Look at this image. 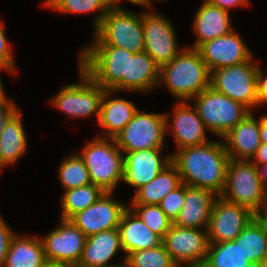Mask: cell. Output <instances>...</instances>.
<instances>
[{
	"mask_svg": "<svg viewBox=\"0 0 267 267\" xmlns=\"http://www.w3.org/2000/svg\"><path fill=\"white\" fill-rule=\"evenodd\" d=\"M229 17L228 11L203 2L195 14L193 31L197 36V40L191 48L197 49L201 44L224 36L234 30Z\"/></svg>",
	"mask_w": 267,
	"mask_h": 267,
	"instance_id": "603a6c76",
	"label": "cell"
},
{
	"mask_svg": "<svg viewBox=\"0 0 267 267\" xmlns=\"http://www.w3.org/2000/svg\"><path fill=\"white\" fill-rule=\"evenodd\" d=\"M205 2L220 7L228 12H230L229 9L247 6L249 4L248 0H206Z\"/></svg>",
	"mask_w": 267,
	"mask_h": 267,
	"instance_id": "60d3db41",
	"label": "cell"
},
{
	"mask_svg": "<svg viewBox=\"0 0 267 267\" xmlns=\"http://www.w3.org/2000/svg\"><path fill=\"white\" fill-rule=\"evenodd\" d=\"M130 209L162 239L173 224L159 205H131Z\"/></svg>",
	"mask_w": 267,
	"mask_h": 267,
	"instance_id": "e575fe53",
	"label": "cell"
},
{
	"mask_svg": "<svg viewBox=\"0 0 267 267\" xmlns=\"http://www.w3.org/2000/svg\"><path fill=\"white\" fill-rule=\"evenodd\" d=\"M242 37L232 30L230 33L201 44L197 50L209 71L249 61L253 55Z\"/></svg>",
	"mask_w": 267,
	"mask_h": 267,
	"instance_id": "2e32d148",
	"label": "cell"
},
{
	"mask_svg": "<svg viewBox=\"0 0 267 267\" xmlns=\"http://www.w3.org/2000/svg\"><path fill=\"white\" fill-rule=\"evenodd\" d=\"M182 184L177 167L171 162L152 181L140 187L132 205H159L161 200Z\"/></svg>",
	"mask_w": 267,
	"mask_h": 267,
	"instance_id": "484cf974",
	"label": "cell"
},
{
	"mask_svg": "<svg viewBox=\"0 0 267 267\" xmlns=\"http://www.w3.org/2000/svg\"><path fill=\"white\" fill-rule=\"evenodd\" d=\"M196 267H208L205 263H202L200 265H197Z\"/></svg>",
	"mask_w": 267,
	"mask_h": 267,
	"instance_id": "816d5d0a",
	"label": "cell"
},
{
	"mask_svg": "<svg viewBox=\"0 0 267 267\" xmlns=\"http://www.w3.org/2000/svg\"><path fill=\"white\" fill-rule=\"evenodd\" d=\"M251 262H262L267 258V221L255 216L234 240Z\"/></svg>",
	"mask_w": 267,
	"mask_h": 267,
	"instance_id": "f1b7e54d",
	"label": "cell"
},
{
	"mask_svg": "<svg viewBox=\"0 0 267 267\" xmlns=\"http://www.w3.org/2000/svg\"><path fill=\"white\" fill-rule=\"evenodd\" d=\"M40 267H70L58 262L45 261Z\"/></svg>",
	"mask_w": 267,
	"mask_h": 267,
	"instance_id": "7dc6e473",
	"label": "cell"
},
{
	"mask_svg": "<svg viewBox=\"0 0 267 267\" xmlns=\"http://www.w3.org/2000/svg\"><path fill=\"white\" fill-rule=\"evenodd\" d=\"M113 192H103L90 207L74 214L69 220L86 237L118 228L124 211L129 207L112 199Z\"/></svg>",
	"mask_w": 267,
	"mask_h": 267,
	"instance_id": "9a60e30c",
	"label": "cell"
},
{
	"mask_svg": "<svg viewBox=\"0 0 267 267\" xmlns=\"http://www.w3.org/2000/svg\"><path fill=\"white\" fill-rule=\"evenodd\" d=\"M78 66L105 90H127L128 50L116 46H87Z\"/></svg>",
	"mask_w": 267,
	"mask_h": 267,
	"instance_id": "3957f363",
	"label": "cell"
},
{
	"mask_svg": "<svg viewBox=\"0 0 267 267\" xmlns=\"http://www.w3.org/2000/svg\"><path fill=\"white\" fill-rule=\"evenodd\" d=\"M201 230L172 224L162 243L175 264L196 267L205 263L210 243L207 230Z\"/></svg>",
	"mask_w": 267,
	"mask_h": 267,
	"instance_id": "8fae6325",
	"label": "cell"
},
{
	"mask_svg": "<svg viewBox=\"0 0 267 267\" xmlns=\"http://www.w3.org/2000/svg\"><path fill=\"white\" fill-rule=\"evenodd\" d=\"M93 38L89 46H116L133 53L144 51L142 13L110 7Z\"/></svg>",
	"mask_w": 267,
	"mask_h": 267,
	"instance_id": "8992f818",
	"label": "cell"
},
{
	"mask_svg": "<svg viewBox=\"0 0 267 267\" xmlns=\"http://www.w3.org/2000/svg\"><path fill=\"white\" fill-rule=\"evenodd\" d=\"M107 267H129L128 266V263H127V261L126 260H124V262H123V264H115V265H111V266H107Z\"/></svg>",
	"mask_w": 267,
	"mask_h": 267,
	"instance_id": "681fc988",
	"label": "cell"
},
{
	"mask_svg": "<svg viewBox=\"0 0 267 267\" xmlns=\"http://www.w3.org/2000/svg\"><path fill=\"white\" fill-rule=\"evenodd\" d=\"M3 23L0 21V64L6 65L16 71L10 43L7 41Z\"/></svg>",
	"mask_w": 267,
	"mask_h": 267,
	"instance_id": "8d00e7d4",
	"label": "cell"
},
{
	"mask_svg": "<svg viewBox=\"0 0 267 267\" xmlns=\"http://www.w3.org/2000/svg\"><path fill=\"white\" fill-rule=\"evenodd\" d=\"M45 261L40 238L15 234L10 241L3 267H40Z\"/></svg>",
	"mask_w": 267,
	"mask_h": 267,
	"instance_id": "4316f807",
	"label": "cell"
},
{
	"mask_svg": "<svg viewBox=\"0 0 267 267\" xmlns=\"http://www.w3.org/2000/svg\"><path fill=\"white\" fill-rule=\"evenodd\" d=\"M18 106L13 100H0V135L10 118L18 111Z\"/></svg>",
	"mask_w": 267,
	"mask_h": 267,
	"instance_id": "f35d334b",
	"label": "cell"
},
{
	"mask_svg": "<svg viewBox=\"0 0 267 267\" xmlns=\"http://www.w3.org/2000/svg\"><path fill=\"white\" fill-rule=\"evenodd\" d=\"M163 148H149L125 152L123 181L135 187V192L152 181L171 163V155L160 156Z\"/></svg>",
	"mask_w": 267,
	"mask_h": 267,
	"instance_id": "e0dca14e",
	"label": "cell"
},
{
	"mask_svg": "<svg viewBox=\"0 0 267 267\" xmlns=\"http://www.w3.org/2000/svg\"><path fill=\"white\" fill-rule=\"evenodd\" d=\"M122 250L118 228L88 236L76 267H107L110 260ZM109 263V264H108Z\"/></svg>",
	"mask_w": 267,
	"mask_h": 267,
	"instance_id": "7402d4cb",
	"label": "cell"
},
{
	"mask_svg": "<svg viewBox=\"0 0 267 267\" xmlns=\"http://www.w3.org/2000/svg\"><path fill=\"white\" fill-rule=\"evenodd\" d=\"M112 90H105L101 105L99 125L105 129L107 138H116L125 126L132 120L137 110L135 105L124 98H111ZM111 98V99H110Z\"/></svg>",
	"mask_w": 267,
	"mask_h": 267,
	"instance_id": "cb8c5ba5",
	"label": "cell"
},
{
	"mask_svg": "<svg viewBox=\"0 0 267 267\" xmlns=\"http://www.w3.org/2000/svg\"><path fill=\"white\" fill-rule=\"evenodd\" d=\"M244 267H262L261 262H250L246 264Z\"/></svg>",
	"mask_w": 267,
	"mask_h": 267,
	"instance_id": "c3c4849f",
	"label": "cell"
},
{
	"mask_svg": "<svg viewBox=\"0 0 267 267\" xmlns=\"http://www.w3.org/2000/svg\"><path fill=\"white\" fill-rule=\"evenodd\" d=\"M1 69H5L7 71H10L12 73H15L17 71H15L14 69L6 66V65H3V64H0V70ZM4 87H3V84H2V81H1V77H0V100H4V99H7L6 95H5V92H4Z\"/></svg>",
	"mask_w": 267,
	"mask_h": 267,
	"instance_id": "bcb514c9",
	"label": "cell"
},
{
	"mask_svg": "<svg viewBox=\"0 0 267 267\" xmlns=\"http://www.w3.org/2000/svg\"><path fill=\"white\" fill-rule=\"evenodd\" d=\"M79 73L80 84L64 86L50 103L71 118H86L95 114L99 120L105 89L94 82L80 67Z\"/></svg>",
	"mask_w": 267,
	"mask_h": 267,
	"instance_id": "9c48e42d",
	"label": "cell"
},
{
	"mask_svg": "<svg viewBox=\"0 0 267 267\" xmlns=\"http://www.w3.org/2000/svg\"><path fill=\"white\" fill-rule=\"evenodd\" d=\"M257 97L259 105L267 103V73L264 76L260 66L257 69Z\"/></svg>",
	"mask_w": 267,
	"mask_h": 267,
	"instance_id": "ab89813d",
	"label": "cell"
},
{
	"mask_svg": "<svg viewBox=\"0 0 267 267\" xmlns=\"http://www.w3.org/2000/svg\"><path fill=\"white\" fill-rule=\"evenodd\" d=\"M114 138L95 137L79 153L89 170L91 183L103 192H113L124 176V154Z\"/></svg>",
	"mask_w": 267,
	"mask_h": 267,
	"instance_id": "5b68a950",
	"label": "cell"
},
{
	"mask_svg": "<svg viewBox=\"0 0 267 267\" xmlns=\"http://www.w3.org/2000/svg\"><path fill=\"white\" fill-rule=\"evenodd\" d=\"M118 230L122 251L126 256L129 253L153 249L162 244V238L149 229L130 207L122 214Z\"/></svg>",
	"mask_w": 267,
	"mask_h": 267,
	"instance_id": "44dd1931",
	"label": "cell"
},
{
	"mask_svg": "<svg viewBox=\"0 0 267 267\" xmlns=\"http://www.w3.org/2000/svg\"><path fill=\"white\" fill-rule=\"evenodd\" d=\"M255 216L249 209L217 196L206 228L209 243L233 241Z\"/></svg>",
	"mask_w": 267,
	"mask_h": 267,
	"instance_id": "5bb4252c",
	"label": "cell"
},
{
	"mask_svg": "<svg viewBox=\"0 0 267 267\" xmlns=\"http://www.w3.org/2000/svg\"><path fill=\"white\" fill-rule=\"evenodd\" d=\"M262 267H267V258L261 262Z\"/></svg>",
	"mask_w": 267,
	"mask_h": 267,
	"instance_id": "f907efd6",
	"label": "cell"
},
{
	"mask_svg": "<svg viewBox=\"0 0 267 267\" xmlns=\"http://www.w3.org/2000/svg\"><path fill=\"white\" fill-rule=\"evenodd\" d=\"M124 260L129 267H172L175 264L163 243L153 249L129 253Z\"/></svg>",
	"mask_w": 267,
	"mask_h": 267,
	"instance_id": "836d02e7",
	"label": "cell"
},
{
	"mask_svg": "<svg viewBox=\"0 0 267 267\" xmlns=\"http://www.w3.org/2000/svg\"><path fill=\"white\" fill-rule=\"evenodd\" d=\"M43 6L64 13H90L98 11L94 20V31L99 27L104 15L110 8L107 0H45Z\"/></svg>",
	"mask_w": 267,
	"mask_h": 267,
	"instance_id": "1f68e13d",
	"label": "cell"
},
{
	"mask_svg": "<svg viewBox=\"0 0 267 267\" xmlns=\"http://www.w3.org/2000/svg\"><path fill=\"white\" fill-rule=\"evenodd\" d=\"M103 191L90 183L64 191L61 201V219L69 220L74 214L94 204Z\"/></svg>",
	"mask_w": 267,
	"mask_h": 267,
	"instance_id": "f546056e",
	"label": "cell"
},
{
	"mask_svg": "<svg viewBox=\"0 0 267 267\" xmlns=\"http://www.w3.org/2000/svg\"><path fill=\"white\" fill-rule=\"evenodd\" d=\"M185 184L168 193L160 202L159 206L165 215L174 222L184 204Z\"/></svg>",
	"mask_w": 267,
	"mask_h": 267,
	"instance_id": "d590c367",
	"label": "cell"
},
{
	"mask_svg": "<svg viewBox=\"0 0 267 267\" xmlns=\"http://www.w3.org/2000/svg\"><path fill=\"white\" fill-rule=\"evenodd\" d=\"M250 161L255 165H261L267 162V143H261Z\"/></svg>",
	"mask_w": 267,
	"mask_h": 267,
	"instance_id": "b9f144b4",
	"label": "cell"
},
{
	"mask_svg": "<svg viewBox=\"0 0 267 267\" xmlns=\"http://www.w3.org/2000/svg\"><path fill=\"white\" fill-rule=\"evenodd\" d=\"M222 139L230 159L251 160L261 145L260 118L251 111Z\"/></svg>",
	"mask_w": 267,
	"mask_h": 267,
	"instance_id": "d6986e66",
	"label": "cell"
},
{
	"mask_svg": "<svg viewBox=\"0 0 267 267\" xmlns=\"http://www.w3.org/2000/svg\"><path fill=\"white\" fill-rule=\"evenodd\" d=\"M20 109L6 123L0 135V166L18 161L27 150V138L22 126Z\"/></svg>",
	"mask_w": 267,
	"mask_h": 267,
	"instance_id": "83f0119b",
	"label": "cell"
},
{
	"mask_svg": "<svg viewBox=\"0 0 267 267\" xmlns=\"http://www.w3.org/2000/svg\"><path fill=\"white\" fill-rule=\"evenodd\" d=\"M144 51L161 67L171 62L178 50L174 27L166 17L156 12L142 13Z\"/></svg>",
	"mask_w": 267,
	"mask_h": 267,
	"instance_id": "4fadbf2b",
	"label": "cell"
},
{
	"mask_svg": "<svg viewBox=\"0 0 267 267\" xmlns=\"http://www.w3.org/2000/svg\"><path fill=\"white\" fill-rule=\"evenodd\" d=\"M173 116L172 124H168L170 115L165 114L166 131H168V126L172 125L171 134L176 141L178 150L189 146H200L210 141L207 140L205 135L207 128L195 106L192 108L186 101H179L174 107Z\"/></svg>",
	"mask_w": 267,
	"mask_h": 267,
	"instance_id": "ac0fdd59",
	"label": "cell"
},
{
	"mask_svg": "<svg viewBox=\"0 0 267 267\" xmlns=\"http://www.w3.org/2000/svg\"><path fill=\"white\" fill-rule=\"evenodd\" d=\"M264 218H265V220L267 221V211L262 215Z\"/></svg>",
	"mask_w": 267,
	"mask_h": 267,
	"instance_id": "f5cc1de1",
	"label": "cell"
},
{
	"mask_svg": "<svg viewBox=\"0 0 267 267\" xmlns=\"http://www.w3.org/2000/svg\"><path fill=\"white\" fill-rule=\"evenodd\" d=\"M165 133H168L165 113H146L137 109L132 120L118 134L115 141L123 153L163 148Z\"/></svg>",
	"mask_w": 267,
	"mask_h": 267,
	"instance_id": "30bf717a",
	"label": "cell"
},
{
	"mask_svg": "<svg viewBox=\"0 0 267 267\" xmlns=\"http://www.w3.org/2000/svg\"><path fill=\"white\" fill-rule=\"evenodd\" d=\"M210 78L211 72L199 51L190 47L162 65L159 72V84L164 82L175 98L188 103L210 87Z\"/></svg>",
	"mask_w": 267,
	"mask_h": 267,
	"instance_id": "7a4b0ae2",
	"label": "cell"
},
{
	"mask_svg": "<svg viewBox=\"0 0 267 267\" xmlns=\"http://www.w3.org/2000/svg\"><path fill=\"white\" fill-rule=\"evenodd\" d=\"M264 192L267 194V162L256 165Z\"/></svg>",
	"mask_w": 267,
	"mask_h": 267,
	"instance_id": "7bdbcfd3",
	"label": "cell"
},
{
	"mask_svg": "<svg viewBox=\"0 0 267 267\" xmlns=\"http://www.w3.org/2000/svg\"><path fill=\"white\" fill-rule=\"evenodd\" d=\"M160 66L145 51H128L127 90L149 92L159 85Z\"/></svg>",
	"mask_w": 267,
	"mask_h": 267,
	"instance_id": "d4e9b609",
	"label": "cell"
},
{
	"mask_svg": "<svg viewBox=\"0 0 267 267\" xmlns=\"http://www.w3.org/2000/svg\"><path fill=\"white\" fill-rule=\"evenodd\" d=\"M40 239L46 261L76 267L80 261L87 237L70 220L61 219L57 228Z\"/></svg>",
	"mask_w": 267,
	"mask_h": 267,
	"instance_id": "7c38bea8",
	"label": "cell"
},
{
	"mask_svg": "<svg viewBox=\"0 0 267 267\" xmlns=\"http://www.w3.org/2000/svg\"><path fill=\"white\" fill-rule=\"evenodd\" d=\"M172 267H182V265L181 264H174Z\"/></svg>",
	"mask_w": 267,
	"mask_h": 267,
	"instance_id": "db71d44e",
	"label": "cell"
},
{
	"mask_svg": "<svg viewBox=\"0 0 267 267\" xmlns=\"http://www.w3.org/2000/svg\"><path fill=\"white\" fill-rule=\"evenodd\" d=\"M250 262L234 241L210 243L205 260L208 267H244Z\"/></svg>",
	"mask_w": 267,
	"mask_h": 267,
	"instance_id": "4dcf8cb0",
	"label": "cell"
},
{
	"mask_svg": "<svg viewBox=\"0 0 267 267\" xmlns=\"http://www.w3.org/2000/svg\"><path fill=\"white\" fill-rule=\"evenodd\" d=\"M229 160L224 143L213 140L171 154L183 184L209 190L216 196L223 192Z\"/></svg>",
	"mask_w": 267,
	"mask_h": 267,
	"instance_id": "6da1fadb",
	"label": "cell"
},
{
	"mask_svg": "<svg viewBox=\"0 0 267 267\" xmlns=\"http://www.w3.org/2000/svg\"><path fill=\"white\" fill-rule=\"evenodd\" d=\"M15 233L0 216V267H3L9 244Z\"/></svg>",
	"mask_w": 267,
	"mask_h": 267,
	"instance_id": "74e56055",
	"label": "cell"
},
{
	"mask_svg": "<svg viewBox=\"0 0 267 267\" xmlns=\"http://www.w3.org/2000/svg\"><path fill=\"white\" fill-rule=\"evenodd\" d=\"M58 169L64 191L91 183L89 170L83 158L77 153L64 158Z\"/></svg>",
	"mask_w": 267,
	"mask_h": 267,
	"instance_id": "d6a6232c",
	"label": "cell"
},
{
	"mask_svg": "<svg viewBox=\"0 0 267 267\" xmlns=\"http://www.w3.org/2000/svg\"><path fill=\"white\" fill-rule=\"evenodd\" d=\"M118 1L120 0H111V7H120L118 5ZM129 2L136 4V5H143V7H152L151 3H149L147 0H128Z\"/></svg>",
	"mask_w": 267,
	"mask_h": 267,
	"instance_id": "f6af8a7d",
	"label": "cell"
},
{
	"mask_svg": "<svg viewBox=\"0 0 267 267\" xmlns=\"http://www.w3.org/2000/svg\"><path fill=\"white\" fill-rule=\"evenodd\" d=\"M195 108L204 125L221 139L241 122L251 111L212 87L195 96Z\"/></svg>",
	"mask_w": 267,
	"mask_h": 267,
	"instance_id": "52a82bcc",
	"label": "cell"
},
{
	"mask_svg": "<svg viewBox=\"0 0 267 267\" xmlns=\"http://www.w3.org/2000/svg\"><path fill=\"white\" fill-rule=\"evenodd\" d=\"M258 65L253 57L244 63L222 67L211 71L210 87L242 103L250 111L259 107L257 97Z\"/></svg>",
	"mask_w": 267,
	"mask_h": 267,
	"instance_id": "ba28073f",
	"label": "cell"
},
{
	"mask_svg": "<svg viewBox=\"0 0 267 267\" xmlns=\"http://www.w3.org/2000/svg\"><path fill=\"white\" fill-rule=\"evenodd\" d=\"M216 198L209 190L185 185L184 204L173 224L183 228L206 229Z\"/></svg>",
	"mask_w": 267,
	"mask_h": 267,
	"instance_id": "ffe728a7",
	"label": "cell"
},
{
	"mask_svg": "<svg viewBox=\"0 0 267 267\" xmlns=\"http://www.w3.org/2000/svg\"><path fill=\"white\" fill-rule=\"evenodd\" d=\"M220 197L249 209L256 216H262L267 211V194L263 190L257 167L250 160H229Z\"/></svg>",
	"mask_w": 267,
	"mask_h": 267,
	"instance_id": "277c9868",
	"label": "cell"
},
{
	"mask_svg": "<svg viewBox=\"0 0 267 267\" xmlns=\"http://www.w3.org/2000/svg\"><path fill=\"white\" fill-rule=\"evenodd\" d=\"M260 140L261 143H267V115L260 118Z\"/></svg>",
	"mask_w": 267,
	"mask_h": 267,
	"instance_id": "ee69618b",
	"label": "cell"
}]
</instances>
